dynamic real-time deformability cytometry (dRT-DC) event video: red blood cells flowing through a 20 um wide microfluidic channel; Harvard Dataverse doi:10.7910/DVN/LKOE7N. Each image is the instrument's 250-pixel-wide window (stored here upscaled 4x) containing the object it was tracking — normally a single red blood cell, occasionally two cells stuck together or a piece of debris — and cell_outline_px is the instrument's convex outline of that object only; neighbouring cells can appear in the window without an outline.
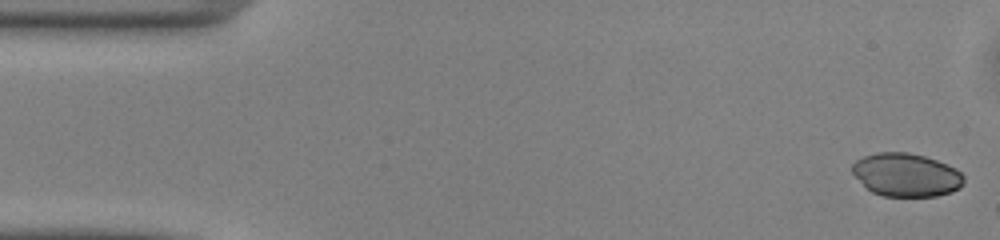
{"species": "common noctule bat (a hibernating species)", "species_latin": "Nyctalus noctula", "temperature_condition": "warm", "stored_images_in_passage": 6, "camera_frame_rate_fps": 3000, "um_per_image_px": 0.085, "animal": {"sex": "male", "body_mass_g": 13.0, "forearm_length_mm": 53.1}, "frame": {"image": 1, "passage_image": 1, "time_ms": 0.0, "image_size_px": [1000, 240], "cell_outline_px": [[960, 184], [956, 188], [948, 192], [932, 196], [888, 196], [876, 192], [868, 188], [856, 176], [852, 168], [860, 160], [868, 156], [884, 152], [900, 152], [920, 156], [944, 164], [960, 172]], "centroid_in_image_um": [77.0, 14.88], "position_along_channel_um": 8.0, "area_um2": 26.24}}